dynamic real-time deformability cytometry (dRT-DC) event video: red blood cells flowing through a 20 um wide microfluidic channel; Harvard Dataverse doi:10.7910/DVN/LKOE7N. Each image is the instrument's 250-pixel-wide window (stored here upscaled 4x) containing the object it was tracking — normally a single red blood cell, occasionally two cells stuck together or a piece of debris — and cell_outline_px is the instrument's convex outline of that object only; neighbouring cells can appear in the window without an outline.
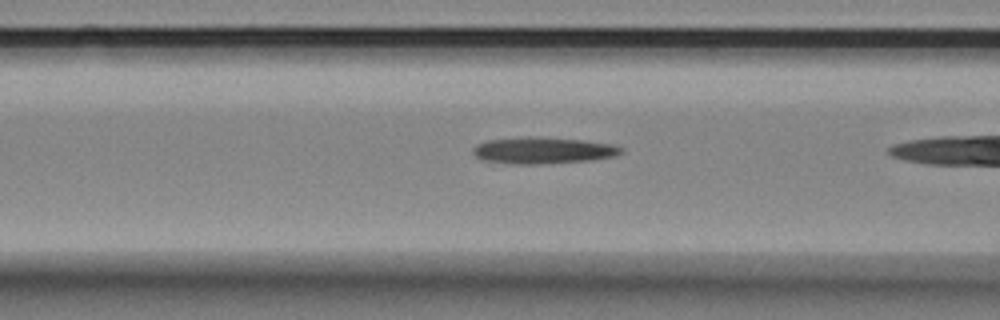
{"species": "Egyptian fruit bat (a non-hibernating species)", "species_latin": "Rousettus aegyptiacus", "temperature_condition": "room temperature", "stored_images_in_passage": 6, "camera_frame_rate_fps": 3000, "um_per_image_px": 0.085, "animal": {"sex": "female"}, "frame": {"image": 1, "passage_image": 5, "time_ms": 1.333, "image_size_px": [1000, 320], "cell_outline_px": [[624, 152], [616, 156], [592, 160], [544, 164], [508, 164], [480, 160], [472, 152], [472, 148], [476, 144], [488, 140], [528, 136], [584, 140], [612, 144], [624, 148]], "centroid_in_image_um": [46.15, 12.79], "position_along_channel_um": 120.5, "area_um2": 23.29}}